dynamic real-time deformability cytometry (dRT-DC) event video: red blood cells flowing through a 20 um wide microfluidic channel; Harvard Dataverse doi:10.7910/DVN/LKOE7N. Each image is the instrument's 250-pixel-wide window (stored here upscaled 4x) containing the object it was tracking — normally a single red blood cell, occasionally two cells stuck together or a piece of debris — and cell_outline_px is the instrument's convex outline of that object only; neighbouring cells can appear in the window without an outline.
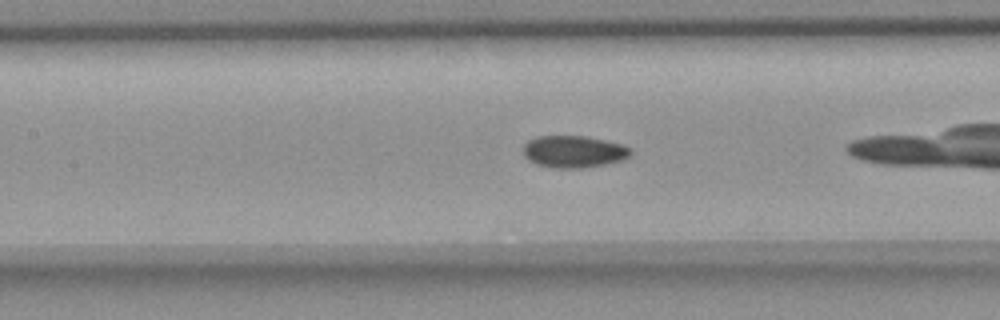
{"species": "common noctule bat (a hibernating species)", "species_latin": "Nyctalus noctula", "temperature_condition": "room temperature", "stored_images_in_passage": 52, "camera_frame_rate_fps": 3000, "um_per_image_px": 0.085, "animal": {"sex": "female", "body_mass_g": 18.4}, "frame": {"image": 1, "passage_image": 21, "time_ms": 6.667, "image_size_px": [1000, 320], "cell_outline_px": [[632, 152], [628, 156], [620, 160], [604, 164], [580, 168], [552, 168], [536, 164], [528, 160], [524, 156], [524, 144], [528, 140], [536, 136], [584, 136], [624, 144], [632, 148]], "centroid_in_image_um": [48.74, 12.88], "position_along_channel_um": 158.7, "area_um2": 20.06}}
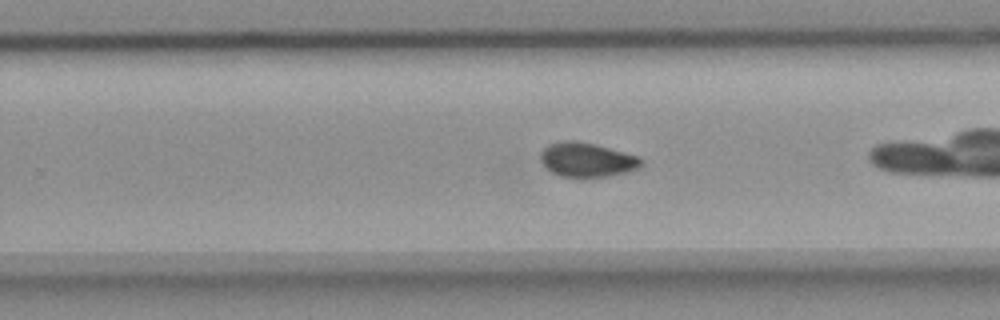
{"frame": {"image": 2, "passage_image": 31, "time_ms": 10.0, "image_size_px": [1000, 320], "cell_outline_px": [[644, 164], [640, 168], [628, 172], [608, 176], [560, 176], [552, 172], [540, 160], [540, 152], [548, 144], [568, 140], [596, 144], [640, 156], [644, 160]], "centroid_in_image_um": [49.95, 13.57], "position_along_channel_um": 279.8, "area_um2": 20.11}}
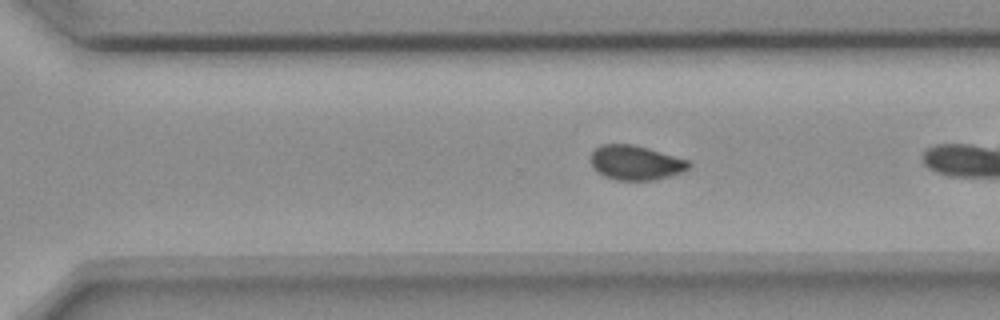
{"frame": {"image": 3, "passage_image": 34, "time_ms": 11.0, "image_size_px": [1000, 320], "cell_outline_px": [[692, 164], [684, 172], [652, 180], [616, 180], [604, 176], [592, 168], [592, 152], [600, 144], [632, 144], [648, 148], [688, 160]], "centroid_in_image_um": [54.03, 13.83], "position_along_channel_um": 316.6, "area_um2": 19.65}, "authors_computed_cell_mechanics": {"area_um2": 20.0855, "velocity_mm_per_s": 3.6534, "shape_relaxation_time_tau1_ms": null, "shape_relaxation_time_tau2_ms": 1.9205, "deformation_change_tau1": null, "deformation_change_tau2": 0.0522}}